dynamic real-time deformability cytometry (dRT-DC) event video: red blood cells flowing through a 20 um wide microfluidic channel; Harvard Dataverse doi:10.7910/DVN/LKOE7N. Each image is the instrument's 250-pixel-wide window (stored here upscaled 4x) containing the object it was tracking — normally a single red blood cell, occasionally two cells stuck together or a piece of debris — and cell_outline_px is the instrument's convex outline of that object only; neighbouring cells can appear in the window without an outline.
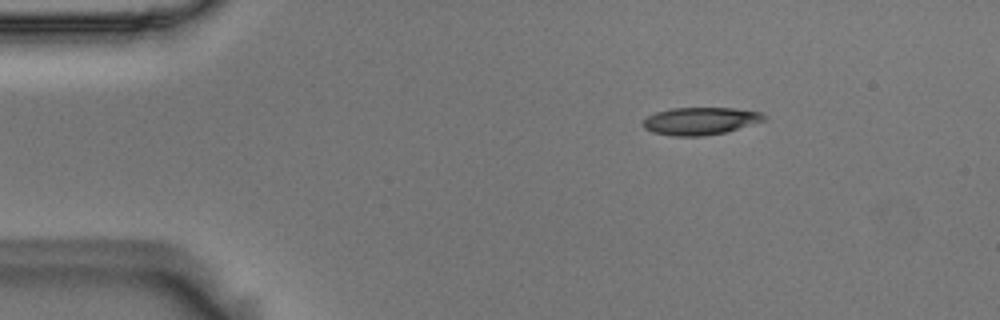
{"species": "Egyptian fruit bat (a non-hibernating species)", "species_latin": "Rousettus aegyptiacus", "temperature_condition": "room temperature", "stored_images_in_passage": 47, "camera_frame_rate_fps": 3000, "um_per_image_px": 0.085, "animal": {"sex": "male"}, "frame": {"image": 1, "passage_image": 1, "time_ms": 0.0, "image_size_px": [1000, 320], "cell_outline_px": [[768, 120], [728, 132], [704, 136], [672, 136], [652, 132], [644, 128], [640, 124], [648, 116], [656, 112], [672, 108], [732, 108], [760, 112], [768, 116]], "centroid_in_image_um": [59.57, 10.29], "position_along_channel_um": 25.4, "area_um2": 19.71}}
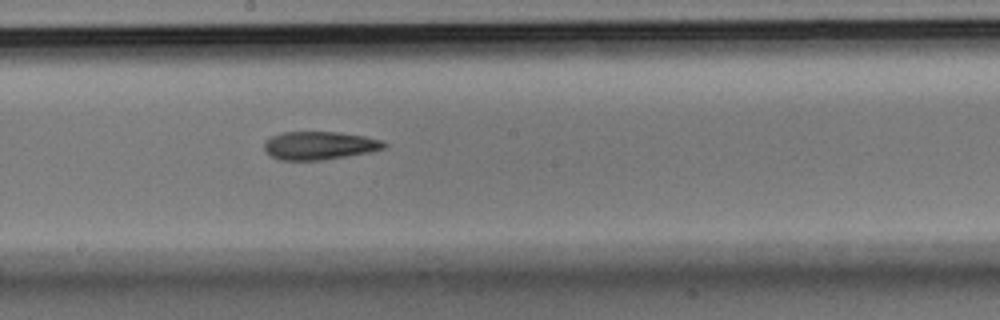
{"frame": {"image": 2, "passage_image": 22, "time_ms": 7.0, "image_size_px": [1000, 320], "cell_outline_px": [[388, 144], [384, 148], [368, 152], [324, 160], [280, 160], [272, 156], [264, 148], [264, 140], [280, 132], [336, 132], [364, 136], [384, 140]], "centroid_in_image_um": [27.15, 12.36], "position_along_channel_um": 221.1, "area_um2": 19.65}}
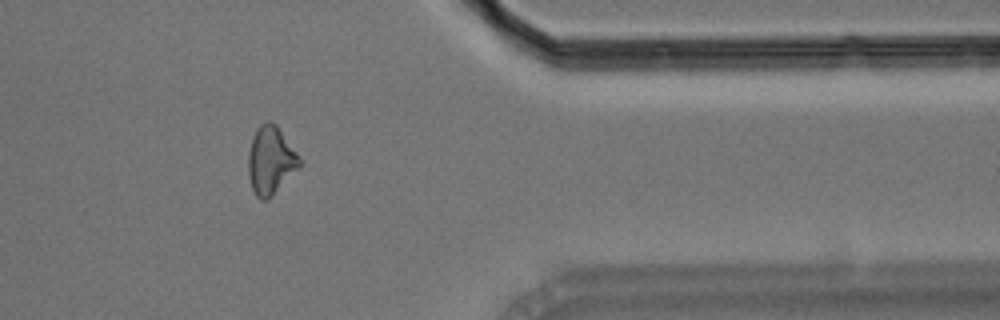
{"frame": {"image": 3, "passage_image": 37, "time_ms": 12.0, "image_size_px": [1000, 320], "cell_outline_px": [[304, 164], [268, 200], [260, 200], [256, 196], [252, 188], [248, 176], [248, 152], [252, 136], [256, 128], [260, 124], [268, 120], [272, 120], [276, 124], [300, 156]], "centroid_in_image_um": [23.02, 13.62], "position_along_channel_um": 388.4, "area_um2": 20.87}, "authors_computed_cell_mechanics": {"area_um2": 19.9988, "velocity_mm_per_s": 3.6994, "shape_relaxation_time_tau1_ms": 4.2622, "shape_relaxation_time_tau2_ms": 5.3745, "deformation_change_tau1": 0.1263, "deformation_change_tau2": 0.1543}}